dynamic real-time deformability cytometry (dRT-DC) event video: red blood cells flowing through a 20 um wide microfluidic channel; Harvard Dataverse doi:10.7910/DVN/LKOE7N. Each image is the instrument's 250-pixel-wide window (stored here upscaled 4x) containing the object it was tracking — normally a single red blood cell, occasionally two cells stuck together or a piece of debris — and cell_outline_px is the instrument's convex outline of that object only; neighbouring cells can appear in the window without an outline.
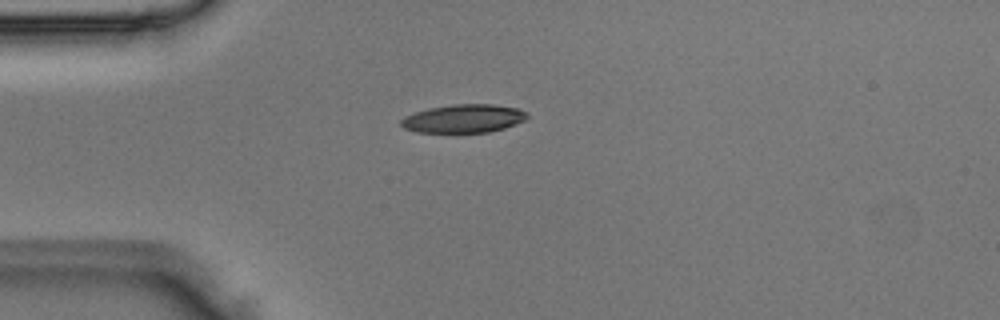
{"species": "Egyptian fruit bat (a non-hibernating species)", "species_latin": "Rousettus aegyptiacus", "temperature_condition": "room temperature", "stored_images_in_passage": 1, "camera_frame_rate_fps": 3000, "um_per_image_px": 0.085, "animal": {"sex": "male"}, "frame": {"image": 1, "passage_image": 1, "time_ms": 0.0, "image_size_px": [1000, 320], "cell_outline_px": [[528, 116], [524, 120], [516, 124], [504, 128], [488, 132], [416, 132], [404, 128], [400, 124], [400, 120], [404, 116], [428, 108], [452, 104], [492, 104], [520, 108], [528, 112]], "centroid_in_image_um": [39.42, 10.07], "position_along_channel_um": 45.6, "area_um2": 20.92}}